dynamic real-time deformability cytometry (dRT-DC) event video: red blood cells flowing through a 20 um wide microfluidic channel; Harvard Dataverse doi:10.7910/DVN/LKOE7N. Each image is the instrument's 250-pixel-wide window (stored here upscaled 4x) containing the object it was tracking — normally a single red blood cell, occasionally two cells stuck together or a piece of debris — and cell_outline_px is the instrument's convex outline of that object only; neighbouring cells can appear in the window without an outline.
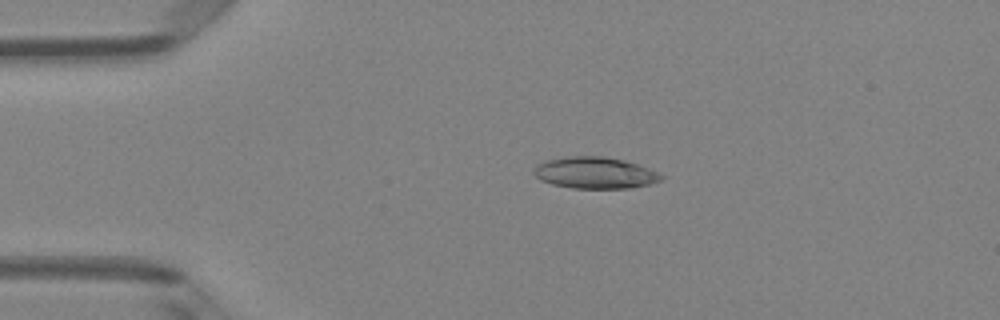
{"species": "Egyptian fruit bat (a non-hibernating species)", "species_latin": "Rousettus aegyptiacus", "temperature_condition": "room temperature", "stored_images_in_passage": 44, "camera_frame_rate_fps": 3000, "um_per_image_px": 0.085, "animal": {"sex": "female"}, "frame": {"image": 1, "passage_image": 5, "time_ms": 1.333, "image_size_px": [1000, 320], "cell_outline_px": [[664, 180], [652, 184], [632, 188], [572, 188], [552, 184], [540, 180], [532, 172], [532, 168], [536, 164], [544, 160], [568, 156], [604, 156], [624, 160], [648, 168], [664, 176]], "centroid_in_image_um": [50.55, 14.69], "position_along_channel_um": 34.4, "area_um2": 23.7}}
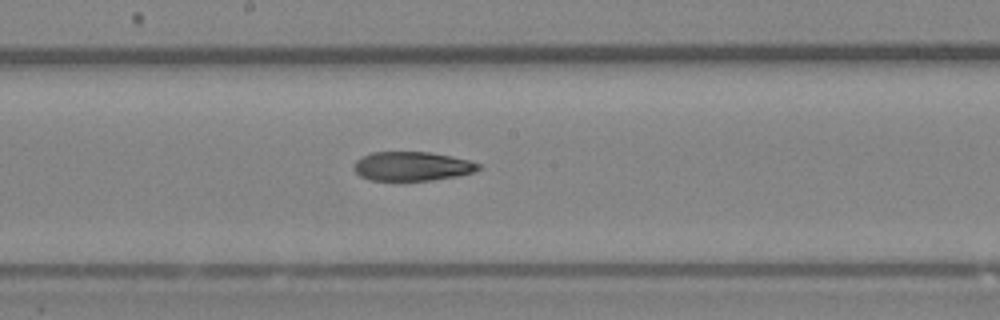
{"frame": {"image": 2, "passage_image": 21, "time_ms": 6.667, "image_size_px": [1000, 320], "cell_outline_px": [[480, 168], [476, 172], [456, 176], [432, 180], [368, 180], [360, 176], [352, 168], [352, 164], [360, 156], [372, 152], [428, 152], [452, 156], [468, 160], [480, 164]], "centroid_in_image_um": [34.99, 14.13], "position_along_channel_um": 213.2, "area_um2": 21.27}}
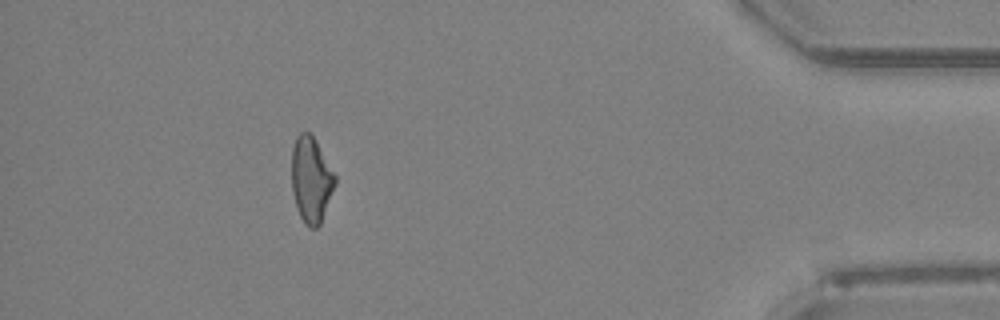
{"frame": {"image": 3, "passage_image": 39, "time_ms": 12.667, "image_size_px": [1000, 320], "cell_outline_px": [[336, 184], [320, 224], [316, 228], [308, 228], [304, 224], [296, 208], [292, 192], [292, 148], [296, 136], [300, 132], [308, 132], [312, 136], [336, 176]], "centroid_in_image_um": [26.43, 15.31], "position_along_channel_um": 408.8, "area_um2": 21.56}}